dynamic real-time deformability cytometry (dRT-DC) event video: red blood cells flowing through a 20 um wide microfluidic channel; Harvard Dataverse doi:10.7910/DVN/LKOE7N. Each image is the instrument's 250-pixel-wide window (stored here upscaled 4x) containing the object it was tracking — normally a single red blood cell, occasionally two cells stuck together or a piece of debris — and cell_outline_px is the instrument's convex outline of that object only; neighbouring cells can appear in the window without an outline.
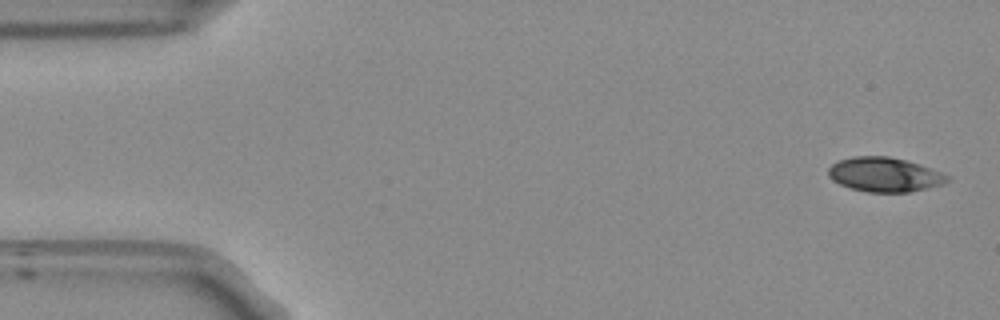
{"species": "Egyptian fruit bat (a non-hibernating species)", "species_latin": "Rousettus aegyptiacus", "temperature_condition": "room temperature", "stored_images_in_passage": 27, "camera_frame_rate_fps": 3000, "um_per_image_px": 0.085, "frame": {"image": 1, "passage_image": 4, "time_ms": 1.0, "image_size_px": [1000, 320], "cell_outline_px": [[912, 188], [860, 188], [848, 184], [840, 180], [836, 176], [848, 160], [896, 160], [904, 164]], "centroid_in_image_um": [74.38, 14.81], "position_along_channel_um": 10.6, "area_um2": 12.83}}
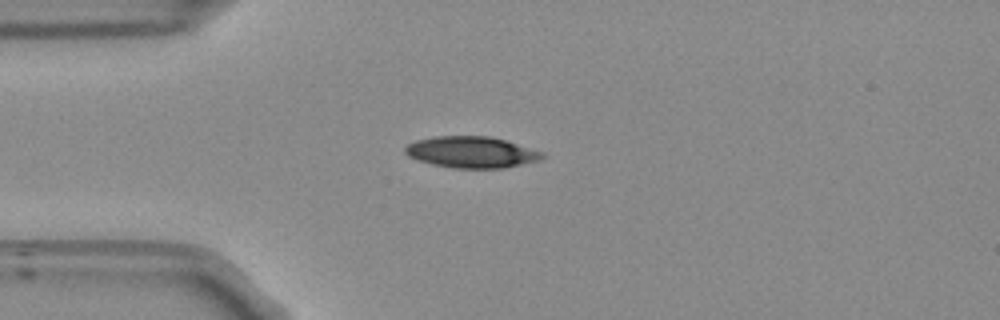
{"frame": {"image": 2, "passage_image": 15, "time_ms": 4.667, "image_size_px": [1000, 320], "cell_outline_px": [[516, 160], [508, 164], [448, 164], [436, 160], [436, 140], [496, 140], [508, 144], [512, 148], [516, 156]], "centroid_in_image_um": [40.31, 12.94], "position_along_channel_um": 44.7, "area_um2": 12.89}}